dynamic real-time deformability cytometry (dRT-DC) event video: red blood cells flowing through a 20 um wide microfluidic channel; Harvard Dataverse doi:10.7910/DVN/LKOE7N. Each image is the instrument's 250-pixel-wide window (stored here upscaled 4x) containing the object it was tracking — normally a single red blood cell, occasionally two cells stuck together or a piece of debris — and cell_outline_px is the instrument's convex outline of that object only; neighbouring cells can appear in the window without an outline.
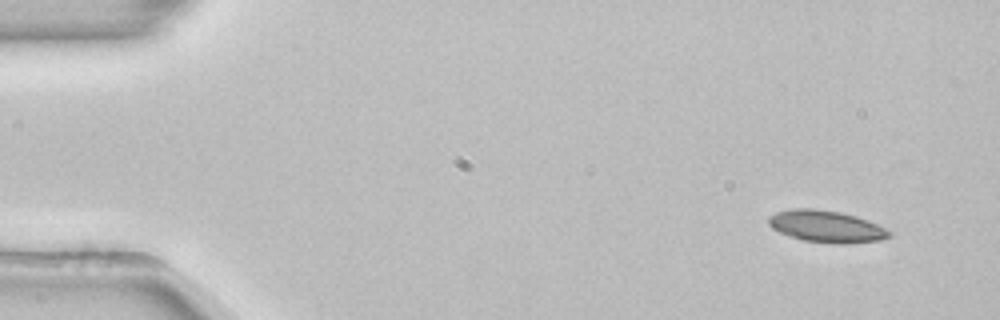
{"species": "common noctule bat (a hibernating species)", "species_latin": "Nyctalus noctula", "temperature_condition": "room temperature", "stored_images_in_passage": 50, "camera_frame_rate_fps": 3000, "um_per_image_px": 0.085, "animal": {"sex": "female", "body_mass_g": 22.7, "forearm_length_mm": 54.2}, "frame": {"image": 1, "passage_image": 1, "time_ms": 0.0, "image_size_px": [1000, 320], "cell_outline_px": [[892, 236], [880, 240], [848, 244], [836, 244], [800, 240], [788, 236], [772, 228], [768, 224], [768, 216], [776, 212], [792, 208], [812, 208], [840, 212], [856, 216], [868, 220], [892, 232]], "centroid_in_image_um": [70.22, 19.25], "position_along_channel_um": 14.8, "area_um2": 22.66}}
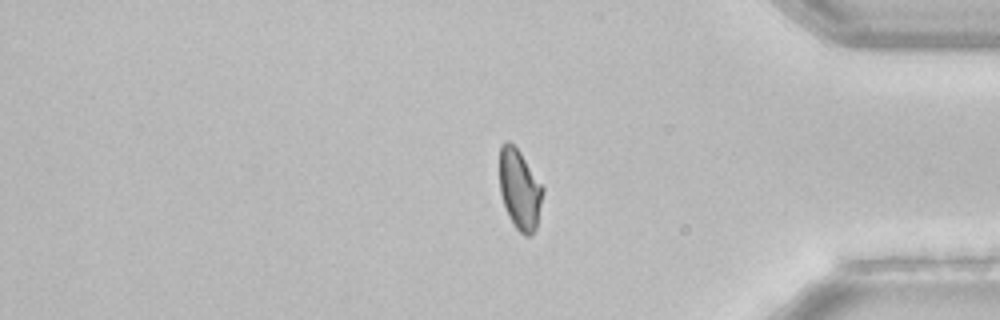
{"frame": {"image": 2, "passage_image": 41, "time_ms": 13.333, "image_size_px": [1000, 320], "cell_outline_px": [[544, 192], [536, 228], [528, 236], [524, 236], [512, 224], [508, 216], [500, 192], [500, 144], [504, 140], [508, 140], [520, 152], [544, 188]], "centroid_in_image_um": [44.17, 16.1], "position_along_channel_um": 391.0, "area_um2": 20.17}}
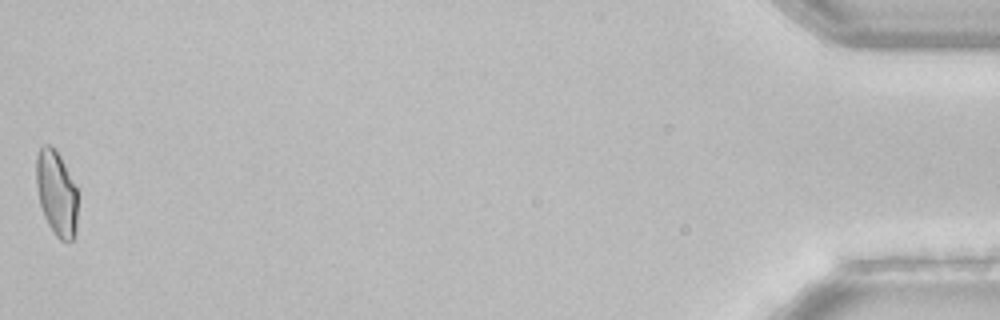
{"frame": {"image": 3, "passage_image": 50, "time_ms": 16.333, "image_size_px": [1000, 320], "cell_outline_px": [[76, 236], [68, 244], [60, 240], [56, 236], [48, 224], [44, 216], [40, 204], [36, 184], [36, 156], [40, 148], [44, 144], [52, 144], [56, 148], [76, 188]], "centroid_in_image_um": [4.79, 16.43], "position_along_channel_um": 430.4, "area_um2": 20.63}, "authors_computed_cell_mechanics": {"area_um2": 21.675, "velocity_mm_per_s": 3.8746, "shape_relaxation_time_tau1_ms": null, "shape_relaxation_time_tau2_ms": 1.8841, "deformation_change_tau1": null, "deformation_change_tau2": 0.0561}}